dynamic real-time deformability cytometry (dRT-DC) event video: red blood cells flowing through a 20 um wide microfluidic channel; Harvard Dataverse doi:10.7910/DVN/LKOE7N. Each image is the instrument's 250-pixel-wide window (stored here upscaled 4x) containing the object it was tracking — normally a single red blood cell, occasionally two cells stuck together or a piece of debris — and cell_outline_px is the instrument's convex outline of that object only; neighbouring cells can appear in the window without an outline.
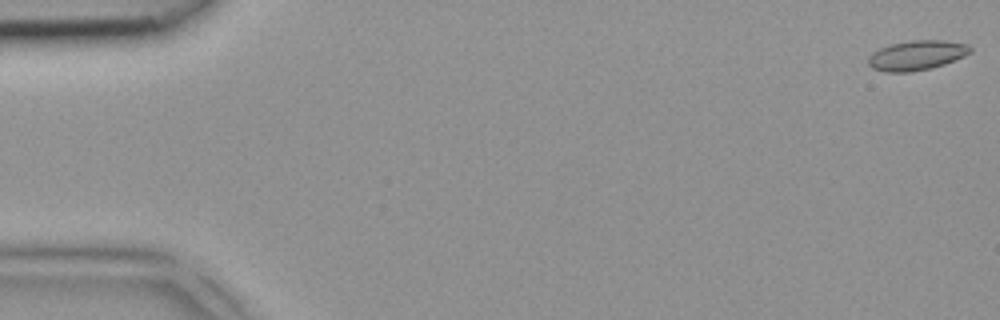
{"species": "common noctule bat (a hibernating species)", "species_latin": "Nyctalus noctula", "temperature_condition": "room temperature", "stored_images_in_passage": 5, "camera_frame_rate_fps": 3000, "um_per_image_px": 0.085, "animal": {"sex": "female", "body_mass_g": 18.4}, "frame": {"image": 1, "passage_image": 1, "time_ms": 0.0, "image_size_px": [1000, 320], "cell_outline_px": [[972, 52], [964, 56], [944, 64], [932, 68], [908, 72], [888, 72], [872, 68], [868, 64], [868, 56], [872, 52], [880, 48], [892, 44], [912, 40], [944, 40], [968, 44], [972, 48]], "centroid_in_image_um": [77.93, 4.7], "position_along_channel_um": 7.1, "area_um2": 17.69}}
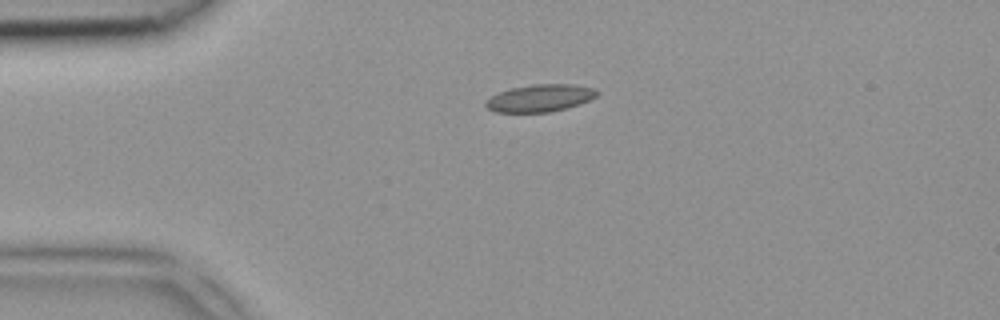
{"frame": {"image": 2, "passage_image": 4, "time_ms": 1.0, "image_size_px": [1000, 320], "cell_outline_px": [[600, 92], [596, 96], [580, 104], [552, 112], [496, 112], [488, 108], [484, 104], [492, 96], [500, 92], [512, 88], [532, 84], [572, 84], [596, 88]], "centroid_in_image_um": [45.95, 8.33], "position_along_channel_um": 39.0, "area_um2": 17.63}}
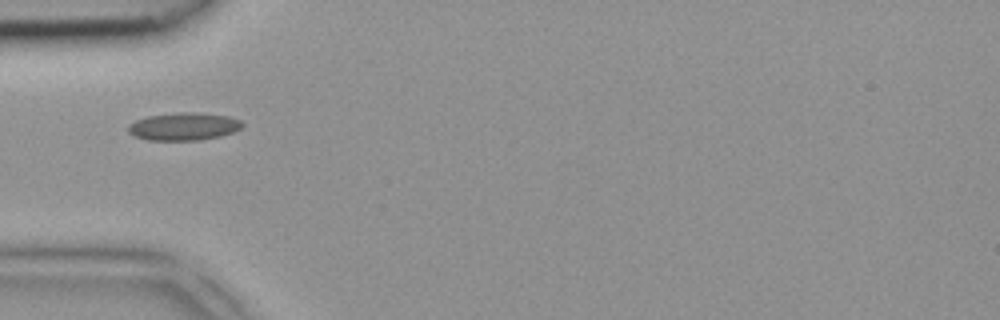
{"frame": {"image": 3, "passage_image": 5, "time_ms": 1.333, "image_size_px": [1000, 320], "cell_outline_px": [[244, 124], [240, 128], [232, 132], [220, 136], [200, 140], [148, 140], [136, 136], [128, 132], [128, 124], [136, 120], [148, 116], [176, 112], [200, 112], [228, 116], [240, 120]], "centroid_in_image_um": [15.61, 10.74], "position_along_channel_um": 69.4, "area_um2": 18.44}}